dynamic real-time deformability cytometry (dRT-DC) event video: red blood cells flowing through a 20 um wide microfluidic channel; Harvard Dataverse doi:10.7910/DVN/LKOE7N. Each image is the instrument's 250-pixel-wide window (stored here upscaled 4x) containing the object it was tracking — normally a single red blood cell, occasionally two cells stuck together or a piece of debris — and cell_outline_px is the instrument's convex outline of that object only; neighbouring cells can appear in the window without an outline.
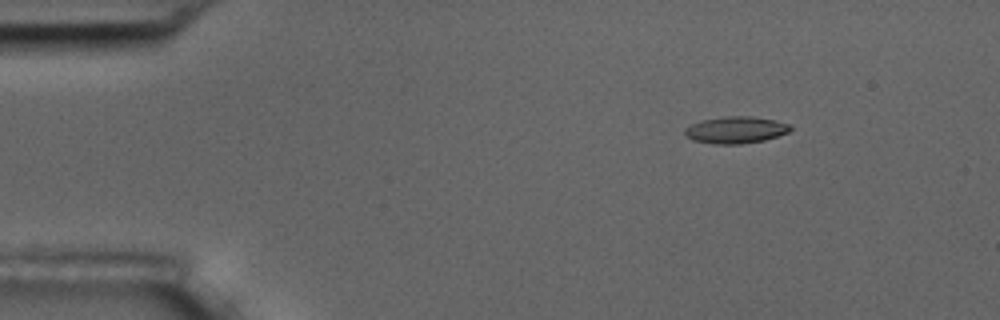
{"species": "common noctule bat (a hibernating species)", "species_latin": "Nyctalus noctula", "temperature_condition": "room temperature", "stored_images_in_passage": 4, "camera_frame_rate_fps": 3000, "um_per_image_px": 0.085, "animal": {"sex": "male", "body_mass_g": 17.5, "forearm_length_mm": 52.3}, "frame": {"image": 1, "passage_image": 1, "time_ms": 0.0, "image_size_px": [1000, 320], "cell_outline_px": [[792, 128], [788, 132], [764, 140], [740, 144], [716, 144], [692, 140], [684, 136], [684, 128], [692, 124], [704, 120], [724, 116], [752, 116], [776, 120], [788, 124]], "centroid_in_image_um": [62.51, 11.04], "position_along_channel_um": 22.5, "area_um2": 16.47}}
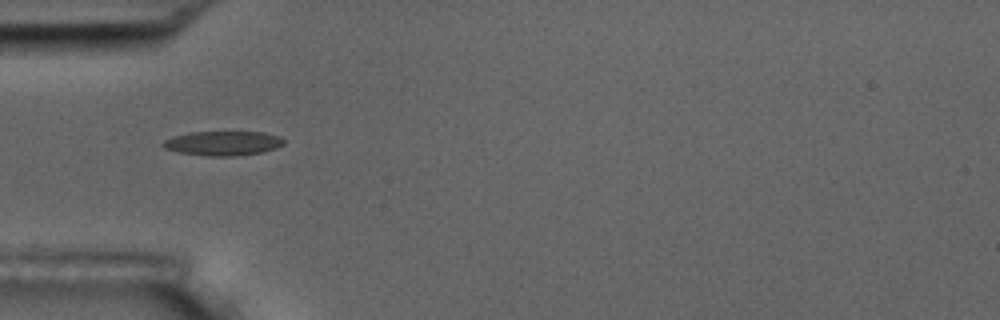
{"frame": {"image": 2, "passage_image": 4, "time_ms": 3.333, "image_size_px": [1000, 320], "cell_outline_px": [[284, 144], [276, 148], [260, 152], [236, 156], [204, 156], [180, 152], [164, 148], [160, 144], [164, 140], [172, 136], [192, 132], [264, 132], [280, 136], [284, 140]], "centroid_in_image_um": [18.94, 12.17], "position_along_channel_um": 66.1, "area_um2": 17.22}}